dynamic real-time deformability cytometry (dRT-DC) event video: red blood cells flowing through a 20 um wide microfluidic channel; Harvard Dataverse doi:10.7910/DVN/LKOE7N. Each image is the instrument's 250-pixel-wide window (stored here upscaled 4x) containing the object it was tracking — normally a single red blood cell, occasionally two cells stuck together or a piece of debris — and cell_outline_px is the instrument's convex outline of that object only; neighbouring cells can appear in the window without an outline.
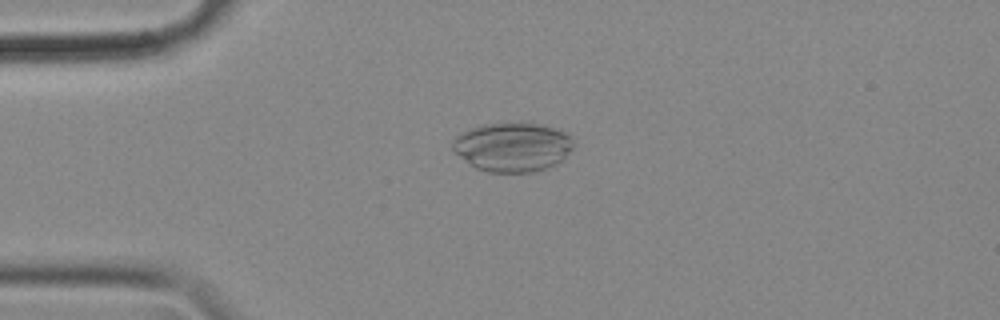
{"species": "common noctule bat (a hibernating species)", "species_latin": "Nyctalus noctula", "temperature_condition": "cold", "stored_images_in_passage": 48, "camera_frame_rate_fps": 3000, "um_per_image_px": 0.085, "animal": {"sex": "female", "body_mass_g": 18.4}, "frame": {"image": 1, "passage_image": 6, "time_ms": 1.667, "image_size_px": [1000, 320], "cell_outline_px": [[576, 144], [556, 164], [548, 168], [536, 172], [488, 172], [476, 168], [452, 152], [452, 140], [460, 132], [468, 128], [484, 124], [532, 120], [560, 128], [572, 136]], "centroid_in_image_um": [43.59, 12.44], "position_along_channel_um": 41.4, "area_um2": 35.89}}
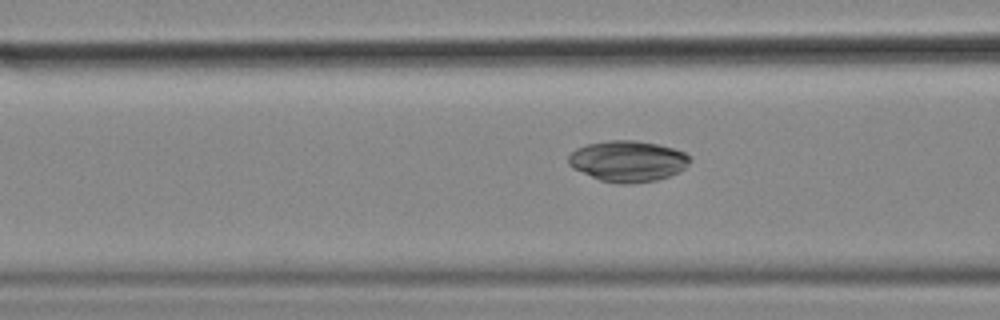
{"frame": {"image": 2, "passage_image": 14, "time_ms": 4.333, "image_size_px": [1000, 320], "cell_outline_px": [[692, 160], [684, 168], [668, 176], [656, 180], [628, 184], [620, 184], [600, 180], [572, 168], [568, 164], [568, 156], [576, 148], [588, 144], [608, 140], [636, 140], [656, 144], [672, 148], [684, 152], [692, 156]], "centroid_in_image_um": [53.36, 13.69], "position_along_channel_um": 113.2, "area_um2": 28.96}}
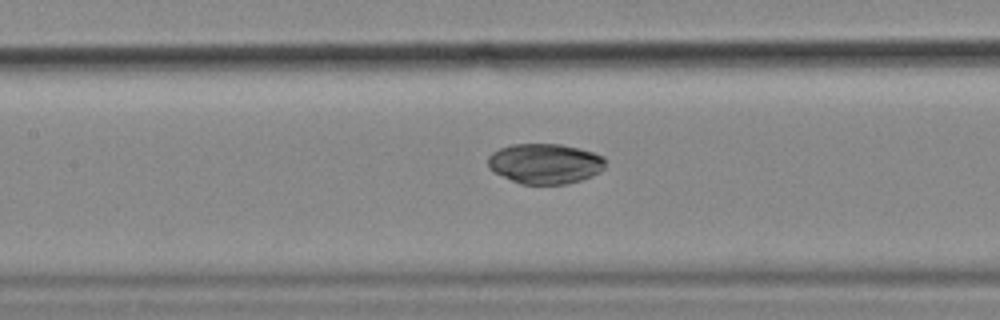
{"frame": {"image": 3, "passage_image": 18, "time_ms": 5.667, "image_size_px": [1000, 320], "cell_outline_px": [[604, 168], [600, 172], [592, 176], [580, 180], [564, 184], [520, 184], [488, 168], [488, 156], [492, 152], [500, 148], [512, 144], [560, 144], [580, 148], [604, 156]], "centroid_in_image_um": [46.33, 13.9], "position_along_channel_um": 161.1, "area_um2": 27.46}}